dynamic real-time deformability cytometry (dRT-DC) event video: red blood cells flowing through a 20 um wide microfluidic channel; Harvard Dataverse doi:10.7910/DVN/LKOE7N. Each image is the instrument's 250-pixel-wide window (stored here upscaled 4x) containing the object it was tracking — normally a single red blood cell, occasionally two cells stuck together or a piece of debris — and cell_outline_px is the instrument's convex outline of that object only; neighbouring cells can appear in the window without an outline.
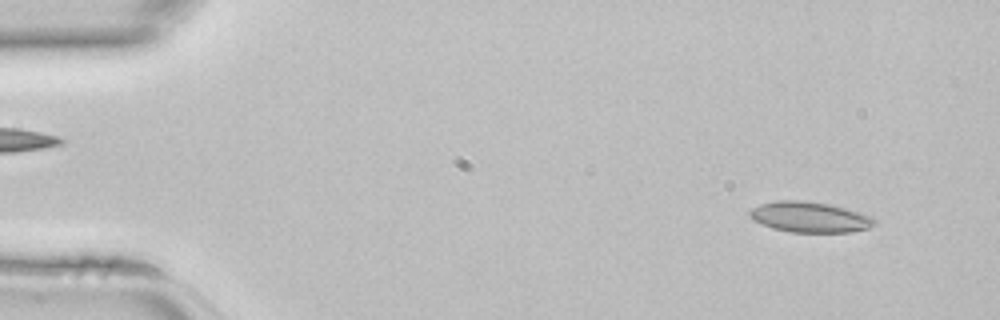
{"species": "common noctule bat (a hibernating species)", "species_latin": "Nyctalus noctula", "temperature_condition": "room temperature", "stored_images_in_passage": 44, "camera_frame_rate_fps": 3000, "um_per_image_px": 0.085, "animal": {"sex": "female", "body_mass_g": 22.7, "forearm_length_mm": 54.2}, "frame": {"image": 1, "passage_image": 3, "time_ms": 0.667, "image_size_px": [1000, 320], "cell_outline_px": [[876, 224], [868, 228], [852, 232], [792, 232], [772, 228], [752, 220], [748, 216], [748, 212], [752, 208], [760, 204], [776, 200], [800, 200], [828, 204], [860, 212], [872, 216], [876, 220]], "centroid_in_image_um": [68.81, 18.45], "position_along_channel_um": 16.2, "area_um2": 22.31}}
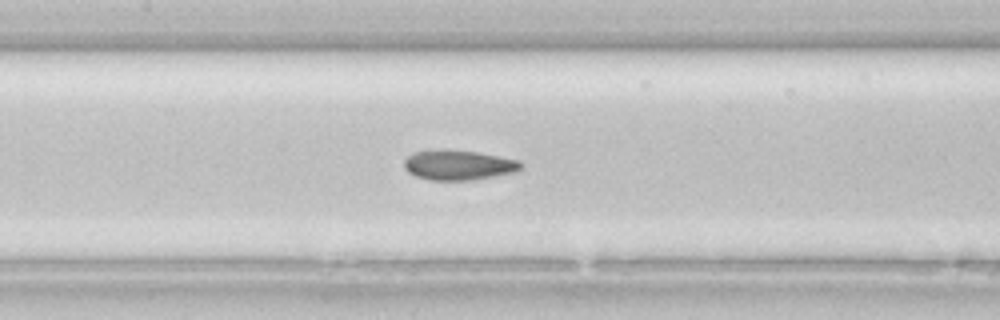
{"frame": {"image": 2, "passage_image": 20, "time_ms": 6.333, "image_size_px": [1000, 320], "cell_outline_px": [[520, 168], [516, 172], [472, 180], [432, 180], [416, 176], [408, 172], [404, 168], [404, 160], [408, 156], [416, 152], [432, 148], [448, 148], [476, 152], [500, 156], [520, 160]], "centroid_in_image_um": [38.94, 14.0], "position_along_channel_um": 168.5, "area_um2": 20.63}}
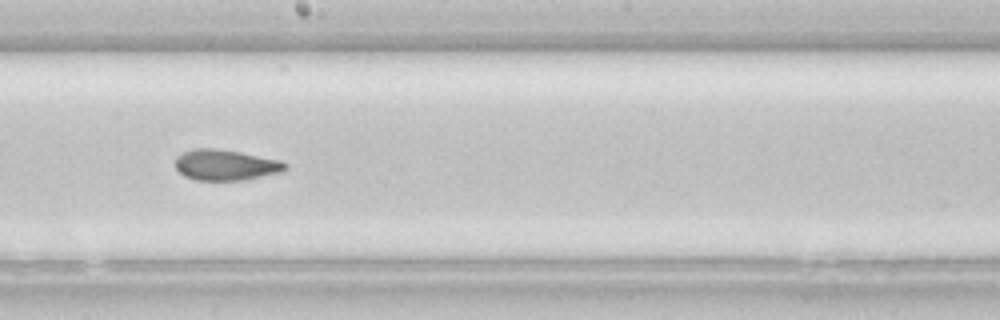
{"frame": {"image": 3, "passage_image": 24, "time_ms": 7.667, "image_size_px": [1000, 320], "cell_outline_px": [[288, 168], [280, 172], [244, 180], [192, 180], [184, 176], [176, 168], [176, 156], [192, 148], [216, 148], [240, 152], [280, 160], [288, 164]], "centroid_in_image_um": [19.16, 14.02], "position_along_channel_um": 229.0, "area_um2": 19.77}}